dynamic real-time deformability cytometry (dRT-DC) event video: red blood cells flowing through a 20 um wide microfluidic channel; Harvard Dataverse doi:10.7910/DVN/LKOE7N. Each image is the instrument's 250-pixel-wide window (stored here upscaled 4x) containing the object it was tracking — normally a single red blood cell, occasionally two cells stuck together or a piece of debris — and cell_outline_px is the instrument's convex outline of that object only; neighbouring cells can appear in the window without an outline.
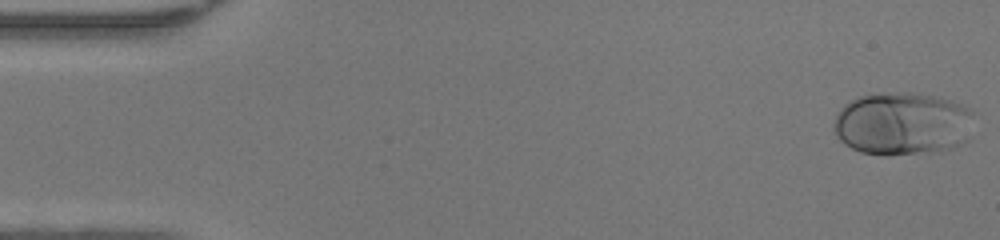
{"species": "human", "species_latin": "Homo sapiens", "temperature_condition": "warm", "stored_images_in_passage": 48, "camera_frame_rate_fps": 3000, "um_per_image_px": 0.085, "donor": {"sex": "female"}, "frame": {"image": 1, "passage_image": 1, "time_ms": 0.0, "image_size_px": [1000, 240], "cell_outline_px": [[972, 112], [968, 140], [952, 148], [940, 152], [884, 156], [860, 152], [844, 144], [836, 136], [832, 128], [832, 124], [840, 108], [844, 104], [860, 96], [900, 92], [912, 92], [932, 96], [964, 104], [972, 108]], "centroid_in_image_um": [76.69, 10.54], "position_along_channel_um": 8.3, "area_um2": 52.02}}
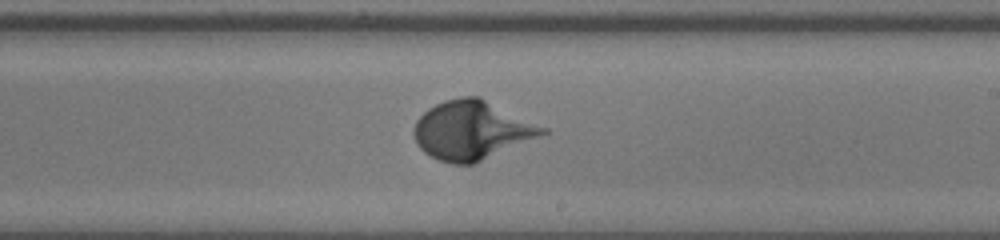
{"frame": {"image": 2, "passage_image": 28, "time_ms": 9.0, "image_size_px": [1000, 240], "cell_outline_px": [[548, 132], [472, 164], [452, 164], [440, 160], [424, 152], [416, 144], [412, 132], [416, 120], [428, 108], [444, 100], [460, 96], [480, 96], [548, 128]], "centroid_in_image_um": [40.07, 11.04], "position_along_channel_um": 248.9, "area_um2": 43.81}}
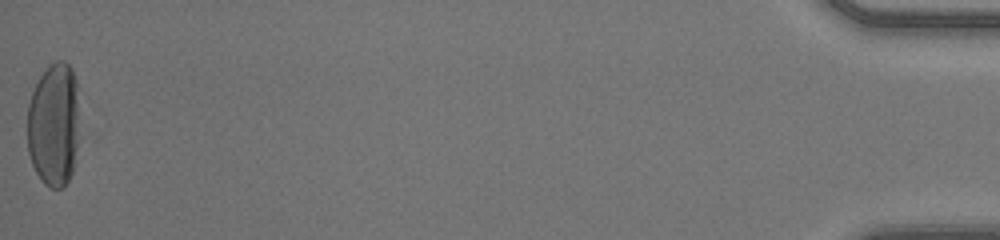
{"frame": {"image": 3, "passage_image": 48, "time_ms": 15.667, "image_size_px": [1000, 240], "cell_outline_px": [[76, 148], [72, 172], [68, 180], [60, 188], [52, 188], [44, 184], [36, 172], [32, 164], [28, 152], [28, 104], [32, 92], [40, 76], [48, 64], [56, 60], [64, 60], [72, 68], [76, 80]], "centroid_in_image_um": [4.53, 10.56], "position_along_channel_um": 430.7, "area_um2": 37.05}}